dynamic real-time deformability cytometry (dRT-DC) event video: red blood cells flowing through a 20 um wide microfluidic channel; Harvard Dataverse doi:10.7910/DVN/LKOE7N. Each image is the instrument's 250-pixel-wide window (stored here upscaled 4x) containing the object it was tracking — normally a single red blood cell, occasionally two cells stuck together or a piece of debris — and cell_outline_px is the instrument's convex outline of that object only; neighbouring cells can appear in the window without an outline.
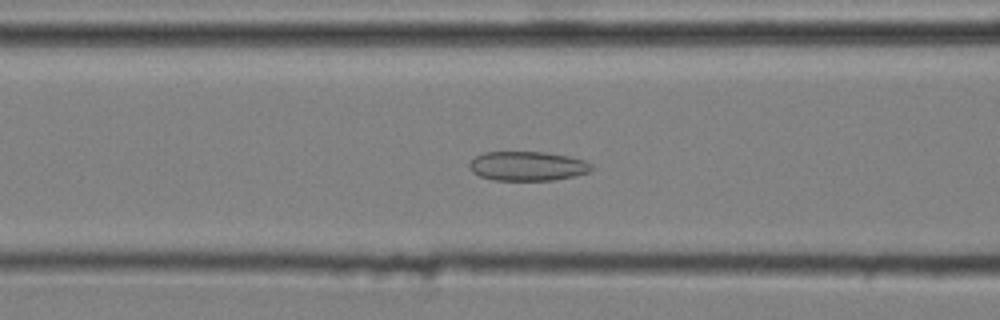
{"species": "common noctule bat (a hibernating species)", "species_latin": "Nyctalus noctula", "temperature_condition": "cold", "stored_images_in_passage": 53, "camera_frame_rate_fps": 3000, "um_per_image_px": 0.085, "animal": {"sex": "male", "body_mass_g": 20.4}, "frame": {"image": 1, "passage_image": 22, "time_ms": 7.0, "image_size_px": [1000, 320], "cell_outline_px": [[592, 168], [588, 172], [576, 176], [552, 180], [492, 180], [480, 176], [472, 172], [468, 164], [476, 156], [484, 152], [544, 152], [568, 156], [584, 160], [592, 164]], "centroid_in_image_um": [44.83, 14.12], "position_along_channel_um": 121.8, "area_um2": 20.87}}
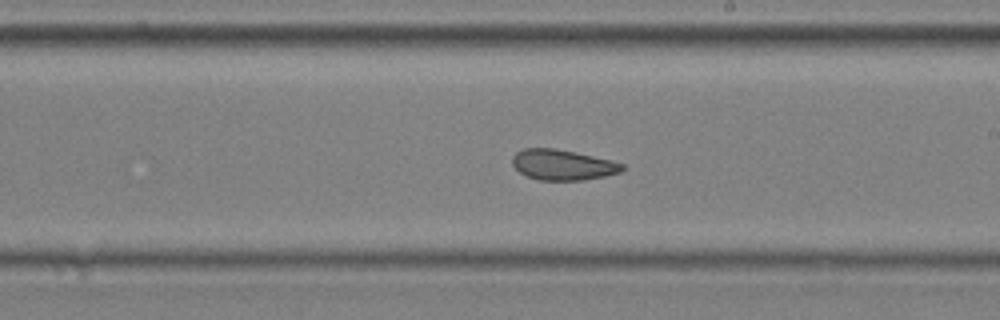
{"frame": {"image": 2, "passage_image": 32, "time_ms": 10.333, "image_size_px": [1000, 320], "cell_outline_px": [[624, 168], [620, 172], [604, 176], [584, 180], [540, 180], [528, 176], [520, 172], [512, 164], [512, 156], [516, 152], [524, 148], [556, 148], [592, 156], [624, 164]], "centroid_in_image_um": [47.79, 14.01], "position_along_channel_um": 241.2, "area_um2": 19.31}}
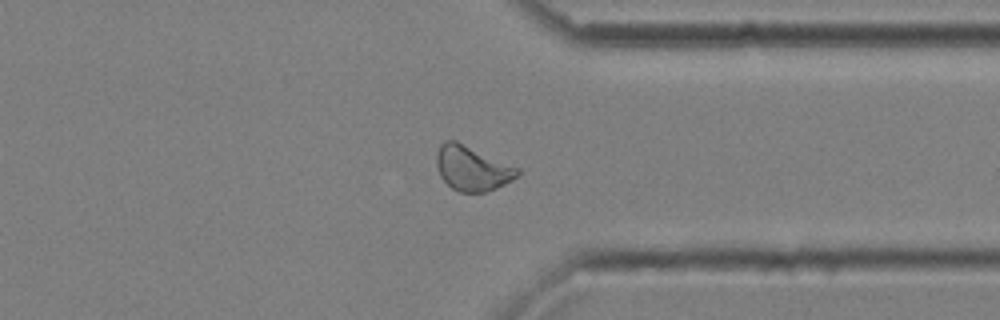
{"frame": {"image": 3, "passage_image": 43, "time_ms": 14.0, "image_size_px": [1000, 320], "cell_outline_px": [[520, 172], [512, 180], [496, 188], [484, 192], [460, 192], [452, 188], [440, 176], [436, 164], [436, 152], [440, 144], [444, 140], [456, 140], [520, 168]], "centroid_in_image_um": [40.11, 14.29], "position_along_channel_um": 371.3, "area_um2": 21.15}, "authors_computed_cell_mechanics": {"area_um2": 21.1548, "velocity_mm_per_s": 3.5863, "shape_relaxation_time_tau1_ms": null, "shape_relaxation_time_tau2_ms": 2.2537, "deformation_change_tau1": null, "deformation_change_tau2": 0.0895}}